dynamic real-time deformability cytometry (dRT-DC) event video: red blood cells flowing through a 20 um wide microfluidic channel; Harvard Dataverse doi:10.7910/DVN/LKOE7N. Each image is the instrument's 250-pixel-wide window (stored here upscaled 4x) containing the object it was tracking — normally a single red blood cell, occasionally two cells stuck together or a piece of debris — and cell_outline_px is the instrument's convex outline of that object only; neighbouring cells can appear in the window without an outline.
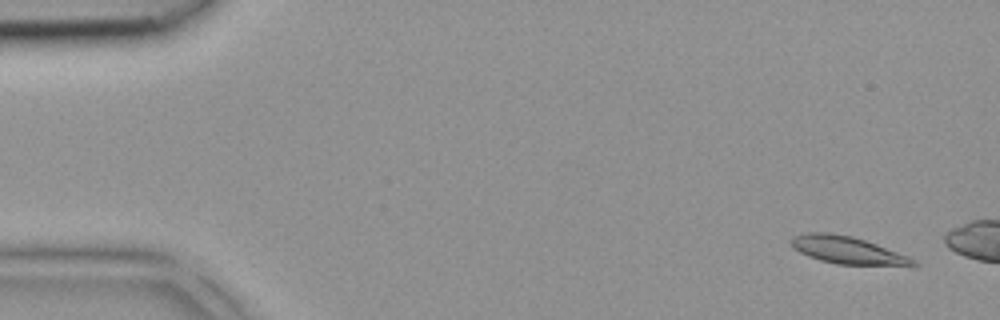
{"species": "common noctule bat (a hibernating species)", "species_latin": "Nyctalus noctula", "temperature_condition": "room temperature", "stored_images_in_passage": 3, "camera_frame_rate_fps": 3000, "um_per_image_px": 0.085, "animal": {"sex": "female", "body_mass_g": 18.4}, "frame": {"image": 1, "passage_image": 1, "time_ms": 0.0, "image_size_px": [1000, 320], "cell_outline_px": [[920, 264], [916, 268], [836, 264], [820, 260], [808, 256], [800, 252], [788, 240], [792, 236], [804, 232], [832, 232], [852, 236], [876, 244], [908, 256], [916, 260]], "centroid_in_image_um": [72.15, 21.3], "position_along_channel_um": 12.9, "area_um2": 20.29}}